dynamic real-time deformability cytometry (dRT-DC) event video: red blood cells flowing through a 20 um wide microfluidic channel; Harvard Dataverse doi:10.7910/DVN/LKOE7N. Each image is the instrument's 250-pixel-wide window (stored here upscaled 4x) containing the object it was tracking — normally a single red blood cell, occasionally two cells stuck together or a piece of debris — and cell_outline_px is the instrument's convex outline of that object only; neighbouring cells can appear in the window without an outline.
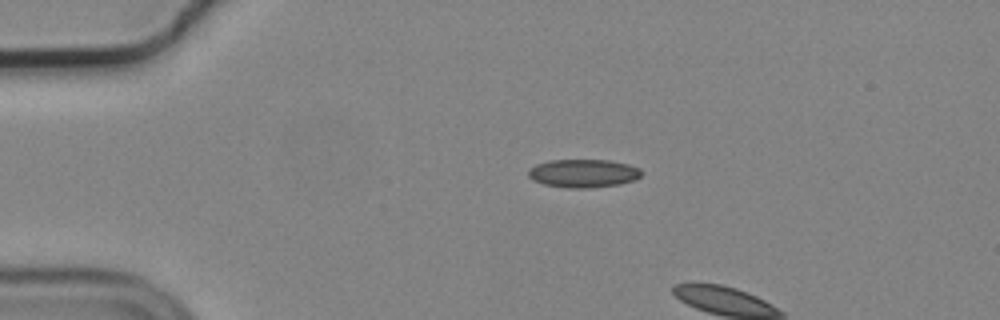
{"species": "common noctule bat (a hibernating species)", "species_latin": "Nyctalus noctula", "temperature_condition": "cold", "stored_images_in_passage": 14, "camera_frame_rate_fps": 3000, "um_per_image_px": 0.085, "animal": {"sex": "male", "body_mass_g": 19.2, "forearm_length_mm": 51.8}, "frame": {"image": 1, "passage_image": 12, "time_ms": 3.667, "image_size_px": [1000, 320], "cell_outline_px": [[644, 172], [636, 180], [620, 184], [588, 188], [568, 188], [544, 184], [532, 180], [528, 176], [528, 168], [536, 164], [548, 160], [608, 160], [628, 164], [640, 168]], "centroid_in_image_um": [49.59, 14.73], "position_along_channel_um": 35.4, "area_um2": 18.84}}